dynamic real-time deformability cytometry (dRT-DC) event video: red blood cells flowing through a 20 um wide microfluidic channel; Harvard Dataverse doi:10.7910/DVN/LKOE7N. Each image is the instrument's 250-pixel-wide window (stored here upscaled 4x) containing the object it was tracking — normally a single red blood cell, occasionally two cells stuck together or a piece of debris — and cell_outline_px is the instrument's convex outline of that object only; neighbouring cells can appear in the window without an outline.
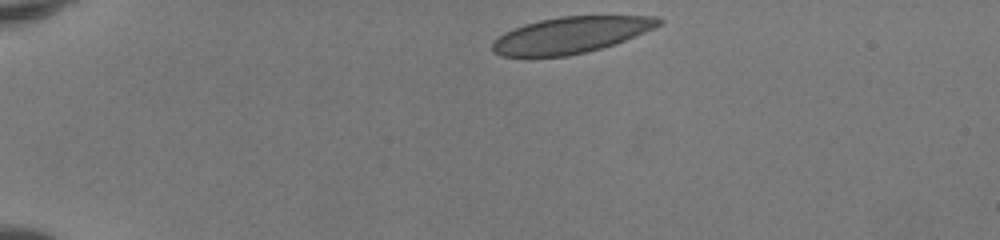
{"species": "human", "species_latin": "Homo sapiens", "temperature_condition": "room temperature", "stored_images_in_passage": 40, "camera_frame_rate_fps": 3000, "um_per_image_px": 0.085, "donor": {"sex": "female"}, "frame": {"image": 1, "passage_image": 1, "time_ms": 0.0, "image_size_px": [1000, 240], "cell_outline_px": [[664, 20], [660, 24], [644, 32], [624, 40], [600, 48], [568, 56], [500, 56], [492, 52], [492, 44], [504, 32], [524, 24], [540, 20], [560, 16], [660, 16]], "centroid_in_image_um": [48.5, 2.97], "position_along_channel_um": 36.5, "area_um2": 34.8}}
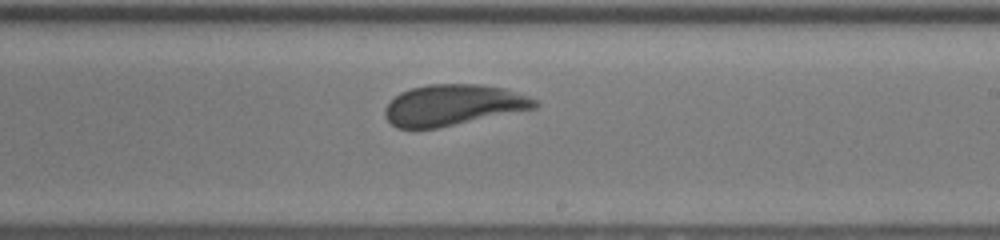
{"frame": {"image": 2, "passage_image": 22, "time_ms": 7.0, "image_size_px": [1000, 240], "cell_outline_px": [[540, 104], [536, 108], [436, 128], [396, 128], [384, 116], [384, 108], [400, 92], [412, 88], [428, 84], [480, 84], [504, 88], [540, 100]], "centroid_in_image_um": [38.53, 8.92], "position_along_channel_um": 250.5, "area_um2": 35.66}}
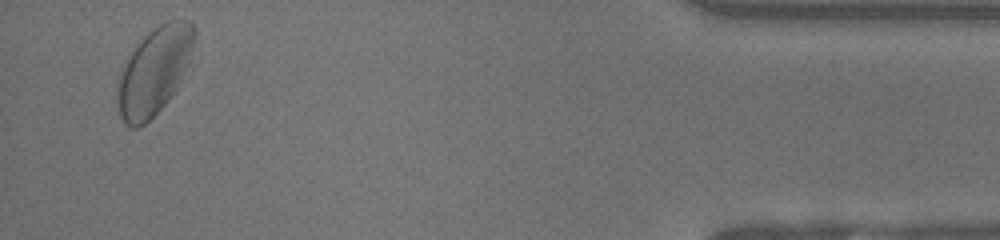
{"frame": {"image": 3, "passage_image": 39, "time_ms": 12.667, "image_size_px": [1000, 240], "cell_outline_px": [[196, 32], [184, 68], [176, 88], [168, 100], [144, 124], [136, 128], [128, 128], [124, 124], [120, 116], [116, 100], [120, 76], [132, 52], [140, 40], [144, 36], [160, 24], [168, 20], [192, 20], [196, 28]], "centroid_in_image_um": [13.08, 6.04], "position_along_channel_um": 422.1, "area_um2": 37.86}, "authors_computed_cell_mechanics": {"area_um2": 36.2984, "velocity_mm_per_s": 4.0743, "shape_relaxation_time_tau1_ms": 2.8427, "shape_relaxation_time_tau2_ms": null, "deformation_change_tau1": 0.1036, "deformation_change_tau2": null}}